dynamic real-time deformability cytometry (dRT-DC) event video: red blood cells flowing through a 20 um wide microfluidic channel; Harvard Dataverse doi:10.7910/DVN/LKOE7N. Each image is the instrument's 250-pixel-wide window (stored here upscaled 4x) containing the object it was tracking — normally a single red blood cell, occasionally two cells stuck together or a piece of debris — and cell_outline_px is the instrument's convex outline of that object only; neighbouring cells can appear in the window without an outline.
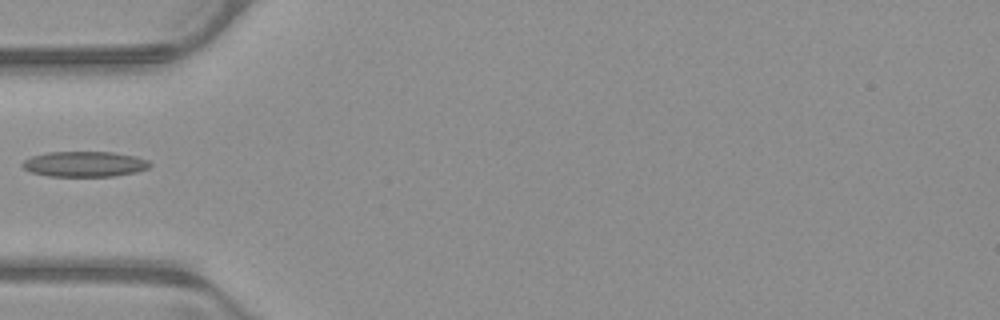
{"species": "common noctule bat (a hibernating species)", "species_latin": "Nyctalus noctula", "temperature_condition": "warm", "stored_images_in_passage": 36, "camera_frame_rate_fps": 3000, "um_per_image_px": 0.085, "animal": {"sex": "male", "body_mass_g": 23.1, "forearm_length_mm": 52.7}, "frame": {"image": 1, "passage_image": 1, "time_ms": 0.0, "image_size_px": [1000, 320], "cell_outline_px": [[152, 164], [148, 168], [136, 172], [112, 176], [48, 176], [28, 172], [20, 164], [24, 160], [32, 156], [48, 152], [112, 152], [136, 156], [148, 160]], "centroid_in_image_um": [7.17, 13.94], "position_along_channel_um": 77.8, "area_um2": 18.96}}
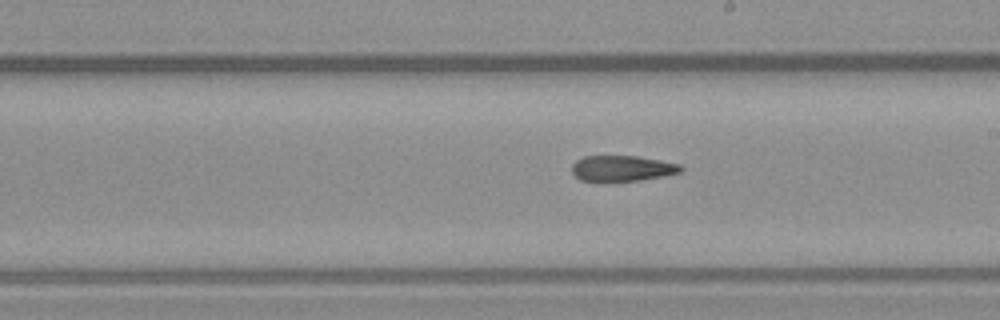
{"frame": {"image": 2, "passage_image": 13, "time_ms": 4.0, "image_size_px": [1000, 320], "cell_outline_px": [[684, 168], [680, 172], [660, 176], [636, 180], [604, 184], [596, 184], [580, 180], [572, 172], [572, 164], [576, 160], [584, 156], [636, 156], [660, 160], [680, 164]], "centroid_in_image_um": [52.79, 14.35], "position_along_channel_um": 236.2, "area_um2": 16.82}}
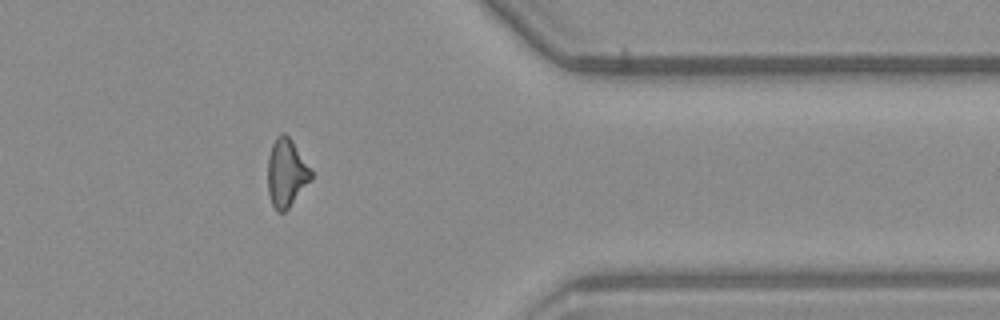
{"frame": {"image": 3, "passage_image": 26, "time_ms": 8.333, "image_size_px": [1000, 320], "cell_outline_px": [[312, 180], [288, 208], [284, 212], [276, 212], [272, 204], [268, 192], [268, 156], [272, 144], [276, 136], [280, 132], [284, 132], [292, 140], [312, 172]], "centroid_in_image_um": [24.33, 14.69], "position_along_channel_um": 387.1, "area_um2": 17.22}}